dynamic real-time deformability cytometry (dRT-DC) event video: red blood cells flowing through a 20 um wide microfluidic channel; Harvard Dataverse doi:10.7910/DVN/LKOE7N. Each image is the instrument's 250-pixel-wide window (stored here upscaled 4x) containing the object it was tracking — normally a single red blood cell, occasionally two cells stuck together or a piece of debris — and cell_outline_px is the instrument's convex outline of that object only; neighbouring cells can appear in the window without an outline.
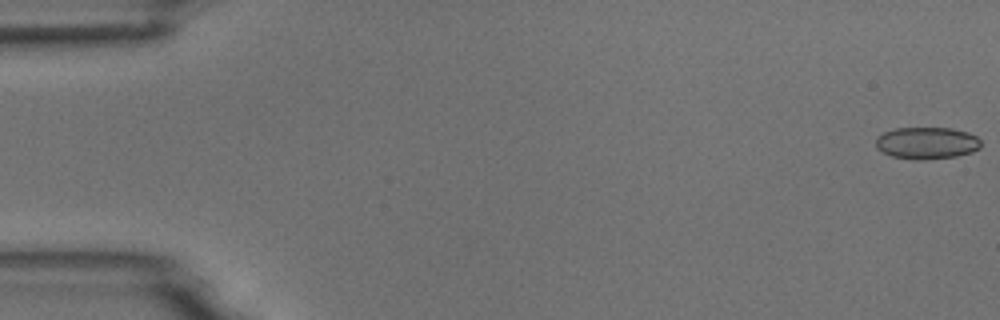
{"species": "common noctule bat (a hibernating species)", "species_latin": "Nyctalus noctula", "temperature_condition": "room temperature", "stored_images_in_passage": 6, "camera_frame_rate_fps": 3000, "um_per_image_px": 0.085, "animal": {"sex": "male", "body_mass_g": 18.8}, "frame": {"image": 1, "passage_image": 1, "time_ms": 0.0, "image_size_px": [1000, 320], "cell_outline_px": [[980, 148], [972, 152], [956, 156], [924, 160], [912, 160], [892, 156], [876, 148], [876, 136], [884, 132], [896, 128], [952, 128], [968, 132], [976, 136], [980, 140]], "centroid_in_image_um": [78.77, 12.16], "position_along_channel_um": 6.2, "area_um2": 19.71}}
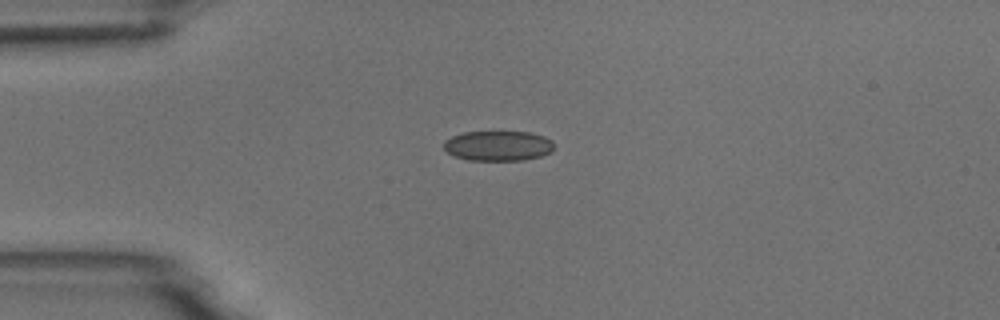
{"frame": {"image": 2, "passage_image": 5, "time_ms": 4.333, "image_size_px": [1000, 320], "cell_outline_px": [[552, 152], [540, 156], [524, 160], [468, 160], [456, 156], [448, 152], [444, 148], [444, 140], [452, 136], [464, 132], [528, 132], [544, 136], [552, 140]], "centroid_in_image_um": [42.34, 12.39], "position_along_channel_um": 42.7, "area_um2": 19.19}}